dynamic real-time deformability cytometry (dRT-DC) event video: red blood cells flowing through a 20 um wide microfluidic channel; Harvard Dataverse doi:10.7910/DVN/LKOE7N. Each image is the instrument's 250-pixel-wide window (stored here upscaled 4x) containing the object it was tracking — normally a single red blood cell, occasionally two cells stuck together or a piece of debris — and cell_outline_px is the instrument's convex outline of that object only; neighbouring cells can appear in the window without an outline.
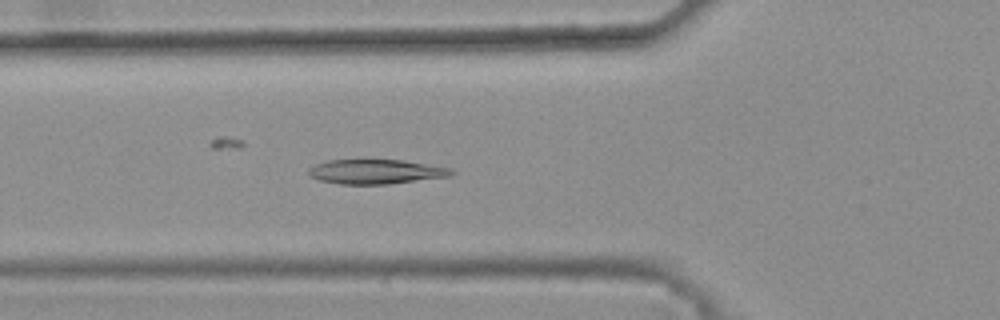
{"species": "common noctule bat (a hibernating species)", "species_latin": "Nyctalus noctula", "temperature_condition": "warm", "stored_images_in_passage": 40, "camera_frame_rate_fps": 3000, "um_per_image_px": 0.085, "animal": {"sex": "female", "body_mass_g": 25.1}, "frame": {"image": 1, "passage_image": 18, "time_ms": 5.667, "image_size_px": [1000, 320], "cell_outline_px": [[456, 172], [452, 176], [388, 184], [340, 184], [320, 180], [308, 176], [308, 168], [316, 164], [328, 160], [404, 160], [452, 168]], "centroid_in_image_um": [31.97, 14.59], "position_along_channel_um": 93.8, "area_um2": 20.52}}
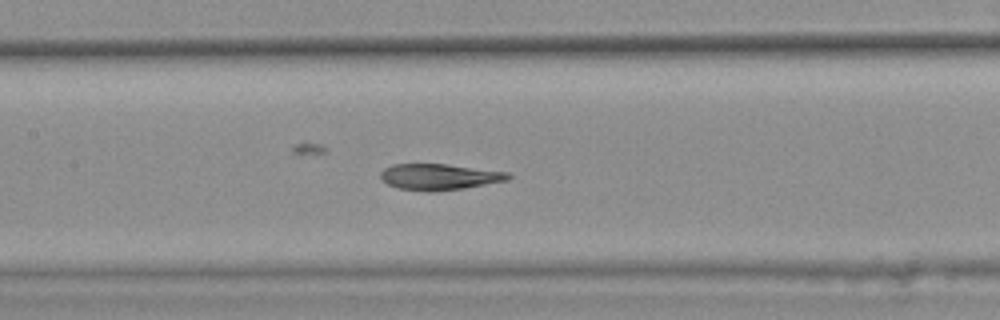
{"frame": {"image": 2, "passage_image": 24, "time_ms": 7.667, "image_size_px": [1000, 320], "cell_outline_px": [[512, 176], [508, 180], [464, 188], [432, 192], [428, 192], [400, 188], [388, 184], [380, 180], [380, 172], [384, 168], [392, 164], [444, 164], [508, 172]], "centroid_in_image_um": [37.3, 15.03], "position_along_channel_um": 170.1, "area_um2": 19.36}}
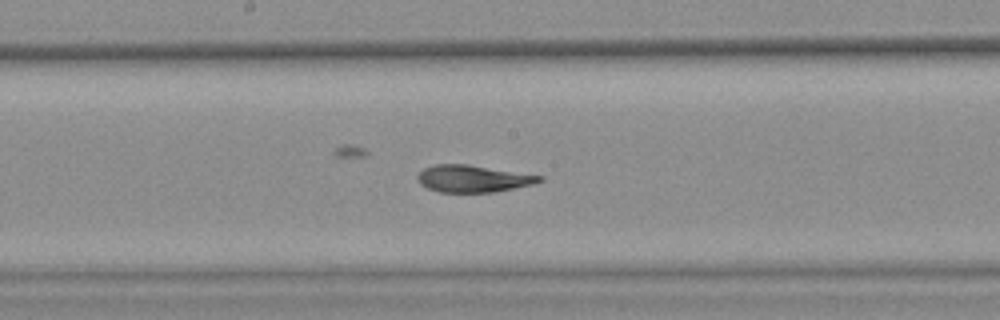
{"frame": {"image": 3, "passage_image": 27, "time_ms": 8.667, "image_size_px": [1000, 320], "cell_outline_px": [[544, 180], [532, 184], [492, 192], [440, 192], [428, 188], [420, 184], [416, 180], [416, 176], [424, 168], [436, 164], [468, 164], [544, 176]], "centroid_in_image_um": [40.18, 15.18], "position_along_channel_um": 208.0, "area_um2": 19.13}, "authors_computed_cell_mechanics": {"area_um2": 20.4323, "velocity_mm_per_s": 3.8041, "shape_relaxation_time_tau1_ms": 9.0774, "shape_relaxation_time_tau2_ms": 2.3675, "deformation_change_tau1": 0.2399, "deformation_change_tau2": 0.0575}}